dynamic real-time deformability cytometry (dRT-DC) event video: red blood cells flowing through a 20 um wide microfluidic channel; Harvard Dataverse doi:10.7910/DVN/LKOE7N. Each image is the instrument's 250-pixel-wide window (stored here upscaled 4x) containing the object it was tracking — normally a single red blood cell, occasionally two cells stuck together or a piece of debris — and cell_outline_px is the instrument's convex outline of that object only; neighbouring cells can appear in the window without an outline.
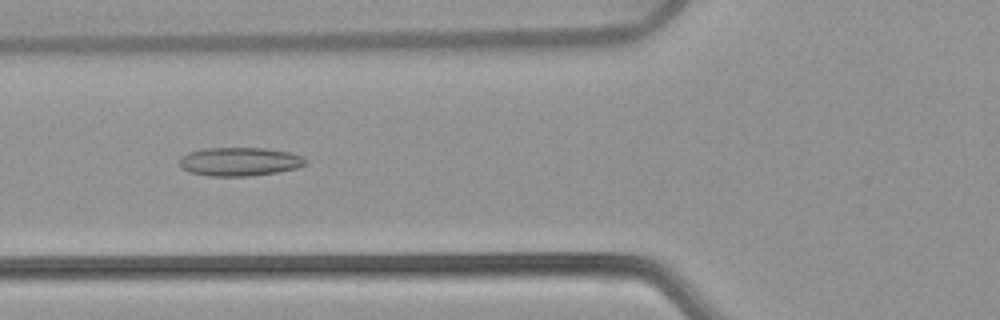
{"species": "common noctule bat (a hibernating species)", "species_latin": "Nyctalus noctula", "temperature_condition": "warm", "stored_images_in_passage": 53, "camera_frame_rate_fps": 3000, "um_per_image_px": 0.085, "animal": {"sex": "female", "body_mass_g": 22.7, "forearm_length_mm": 54.2}, "frame": {"image": 1, "passage_image": 20, "time_ms": 6.333, "image_size_px": [1000, 320], "cell_outline_px": [[308, 160], [304, 164], [296, 168], [276, 172], [248, 176], [208, 176], [188, 172], [180, 168], [180, 156], [188, 152], [208, 148], [264, 148], [288, 152], [304, 156]], "centroid_in_image_um": [20.33, 13.74], "position_along_channel_um": 105.5, "area_um2": 21.04}}
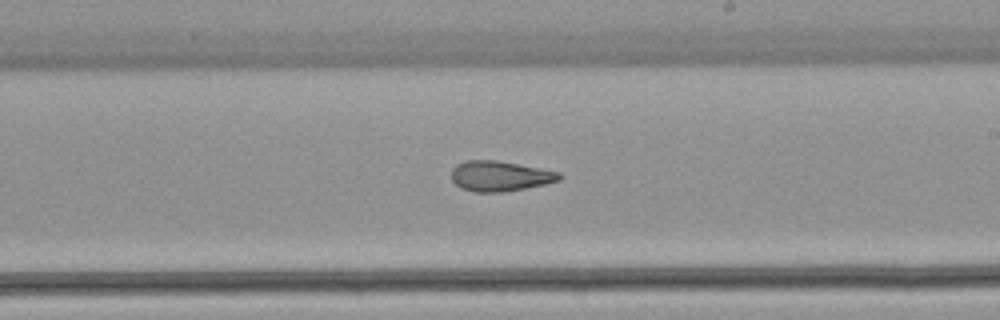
{"frame": {"image": 2, "passage_image": 31, "time_ms": 10.0, "image_size_px": [1000, 320], "cell_outline_px": [[564, 176], [560, 180], [544, 184], [504, 192], [476, 192], [460, 188], [452, 180], [452, 168], [456, 164], [464, 160], [496, 160], [560, 172]], "centroid_in_image_um": [42.48, 14.96], "position_along_channel_um": 246.5, "area_um2": 19.02}}
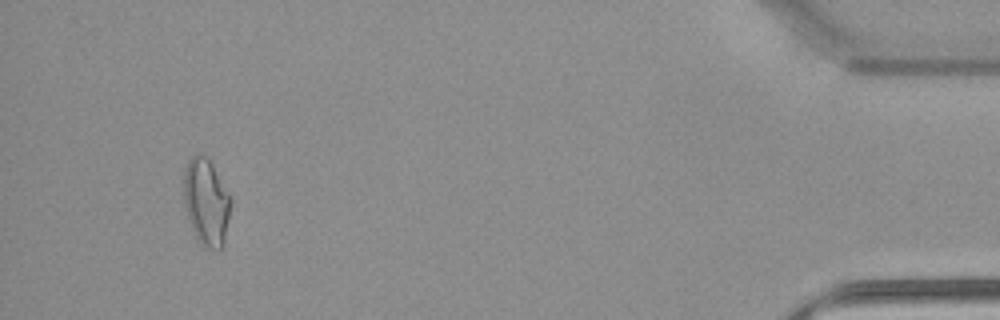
{"frame": {"image": 3, "passage_image": 50, "time_ms": 16.333, "image_size_px": [1000, 320], "cell_outline_px": [[232, 200], [224, 240], [220, 248], [208, 248], [200, 244], [192, 228], [184, 204], [184, 168], [188, 160], [196, 152], [204, 156], [212, 164], [228, 192]], "centroid_in_image_um": [17.52, 17.13], "position_along_channel_um": 417.7, "area_um2": 23.47}, "authors_computed_cell_mechanics": {"area_um2": 21.386, "velocity_mm_per_s": 3.8498, "shape_relaxation_time_tau1_ms": null, "shape_relaxation_time_tau2_ms": 2.8654, "deformation_change_tau1": null, "deformation_change_tau2": 0.1166}}